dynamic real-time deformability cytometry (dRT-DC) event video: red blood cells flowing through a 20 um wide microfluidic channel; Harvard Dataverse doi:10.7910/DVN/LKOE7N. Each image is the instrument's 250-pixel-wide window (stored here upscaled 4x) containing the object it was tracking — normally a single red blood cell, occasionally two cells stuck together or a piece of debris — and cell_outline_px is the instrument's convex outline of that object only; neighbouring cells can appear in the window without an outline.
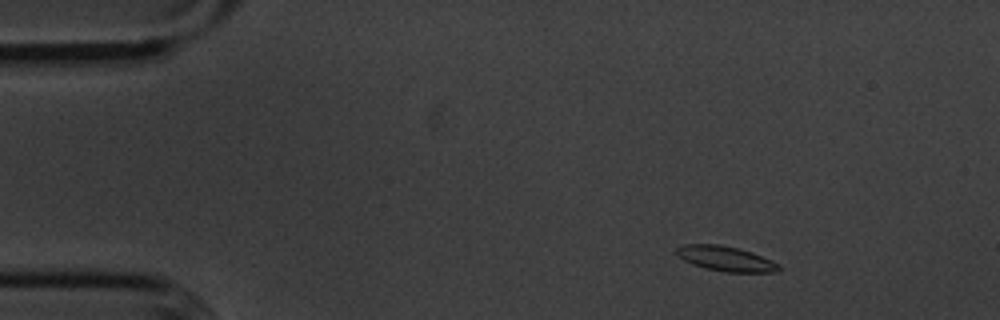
{"species": "common noctule bat (a hibernating species)", "species_latin": "Nyctalus noctula", "temperature_condition": "cold", "stored_images_in_passage": 53, "camera_frame_rate_fps": 3000, "um_per_image_px": 0.085, "animal": {"sex": "male", "body_mass_g": 20.1, "forearm_length_mm": 53.5}, "frame": {"image": 1, "passage_image": 5, "time_ms": 1.333, "image_size_px": [1000, 320], "cell_outline_px": [[780, 268], [776, 272], [724, 272], [704, 268], [692, 264], [684, 260], [676, 252], [676, 248], [684, 244], [720, 244], [752, 252], [772, 260], [780, 264]], "centroid_in_image_um": [61.7, 21.99], "position_along_channel_um": 23.3, "area_um2": 14.85}}
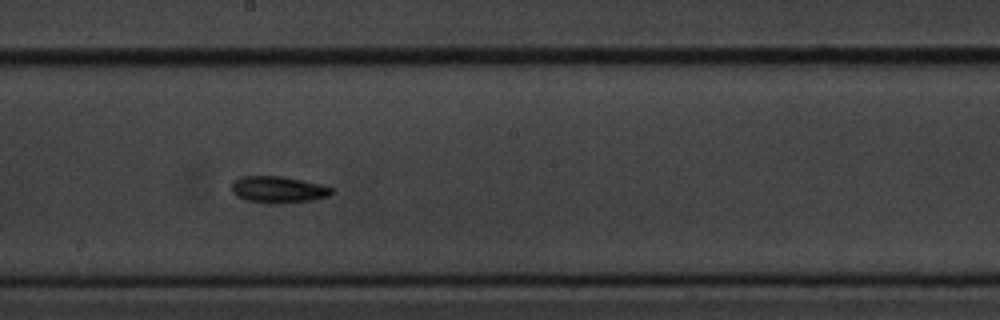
{"frame": {"image": 2, "passage_image": 28, "time_ms": 9.0, "image_size_px": [1000, 320], "cell_outline_px": [[332, 192], [328, 196], [312, 200], [284, 204], [268, 204], [244, 200], [236, 196], [232, 192], [232, 180], [240, 176], [280, 176], [320, 184], [332, 188]], "centroid_in_image_um": [23.58, 16.13], "position_along_channel_um": 224.6, "area_um2": 15.72}}
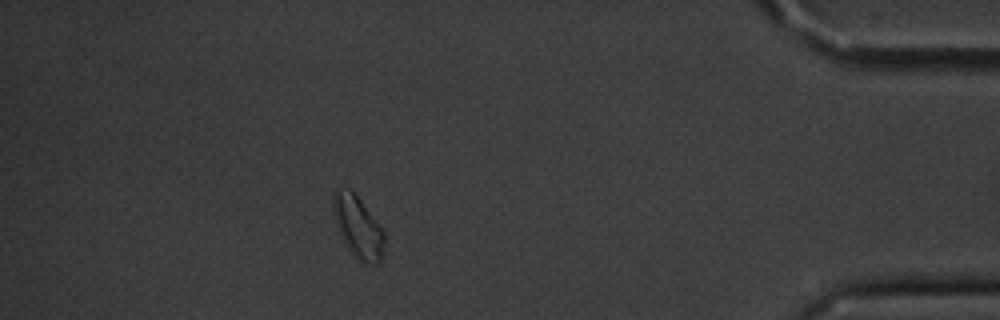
{"frame": {"image": 3, "passage_image": 47, "time_ms": 15.333, "image_size_px": [1000, 320], "cell_outline_px": [[384, 240], [380, 260], [376, 264], [368, 264], [356, 260], [348, 248], [336, 224], [332, 204], [332, 200], [336, 192], [340, 188], [348, 188], [360, 200], [384, 232]], "centroid_in_image_um": [30.42, 19.32], "position_along_channel_um": 404.8, "area_um2": 17.8}, "authors_computed_cell_mechanics": {"area_um2": 15.028, "velocity_mm_per_s": 3.5741, "shape_relaxation_time_tau1_ms": 2.5398, "shape_relaxation_time_tau2_ms": null, "deformation_change_tau1": 0.0968, "deformation_change_tau2": null}}